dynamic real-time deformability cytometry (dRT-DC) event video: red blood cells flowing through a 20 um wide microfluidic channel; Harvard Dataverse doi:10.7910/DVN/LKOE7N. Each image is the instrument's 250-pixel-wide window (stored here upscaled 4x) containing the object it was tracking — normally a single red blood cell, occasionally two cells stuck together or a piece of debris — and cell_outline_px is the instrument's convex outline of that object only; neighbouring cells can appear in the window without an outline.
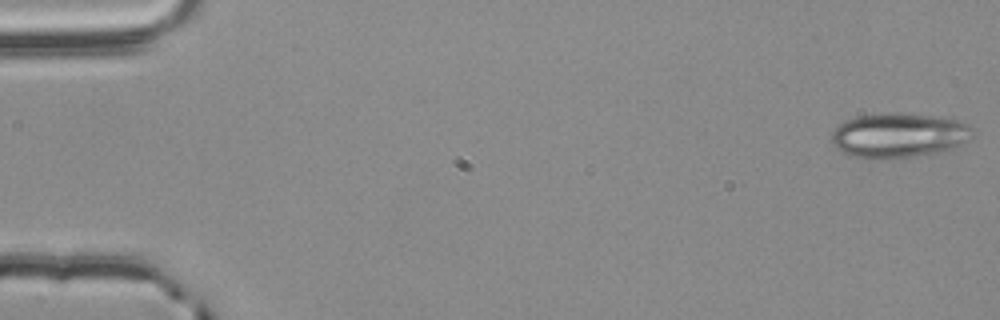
{"species": "common noctule bat (a hibernating species)", "species_latin": "Nyctalus noctula", "temperature_condition": "room temperature", "stored_images_in_passage": 55, "camera_frame_rate_fps": 3000, "um_per_image_px": 0.085, "animal": {"sex": "male", "body_mass_g": 20.4}, "frame": {"image": 1, "passage_image": 1, "time_ms": 0.0, "image_size_px": [1000, 320], "cell_outline_px": [[976, 132], [972, 136], [960, 144], [952, 148], [936, 152], [912, 156], [884, 160], [876, 160], [848, 156], [840, 152], [832, 144], [832, 132], [840, 124], [848, 120], [860, 116], [884, 112], [892, 112], [928, 116], [956, 120], [972, 128]], "centroid_in_image_um": [76.32, 11.53], "position_along_channel_um": 8.7, "area_um2": 36.59}}
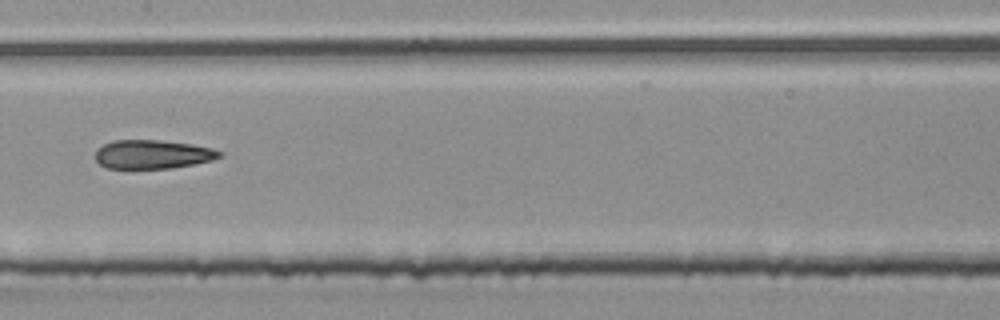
{"frame": {"image": 2, "passage_image": 28, "time_ms": 9.0, "image_size_px": [1000, 320], "cell_outline_px": [[224, 156], [212, 160], [172, 168], [104, 168], [96, 160], [96, 148], [112, 140], [160, 140], [188, 144], [212, 148], [224, 152]], "centroid_in_image_um": [12.97, 13.11], "position_along_channel_um": 194.4, "area_um2": 20.87}}
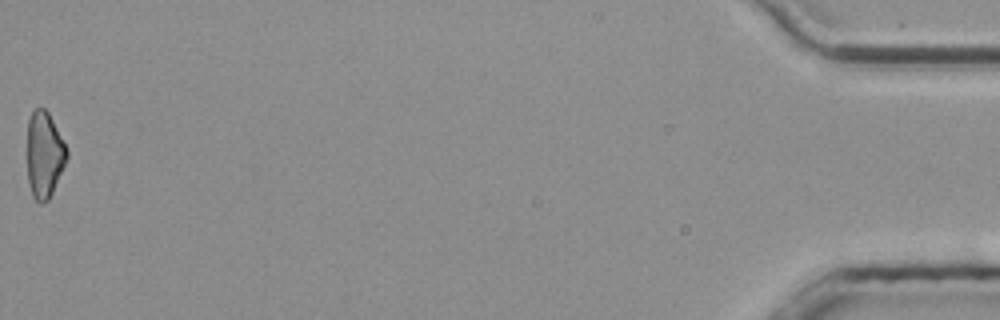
{"frame": {"image": 3, "passage_image": 55, "time_ms": 18.0, "image_size_px": [1000, 320], "cell_outline_px": [[68, 156], [52, 192], [48, 200], [40, 204], [32, 196], [28, 184], [28, 120], [32, 112], [36, 108], [44, 108], [48, 112], [68, 152]], "centroid_in_image_um": [3.75, 13.17], "position_along_channel_um": 431.5, "area_um2": 19.48}, "authors_computed_cell_mechanics": {"area_um2": 21.8484, "velocity_mm_per_s": 3.8055, "shape_relaxation_time_tau1_ms": null, "shape_relaxation_time_tau2_ms": 3.2554, "deformation_change_tau1": null, "deformation_change_tau2": 0.1308}}